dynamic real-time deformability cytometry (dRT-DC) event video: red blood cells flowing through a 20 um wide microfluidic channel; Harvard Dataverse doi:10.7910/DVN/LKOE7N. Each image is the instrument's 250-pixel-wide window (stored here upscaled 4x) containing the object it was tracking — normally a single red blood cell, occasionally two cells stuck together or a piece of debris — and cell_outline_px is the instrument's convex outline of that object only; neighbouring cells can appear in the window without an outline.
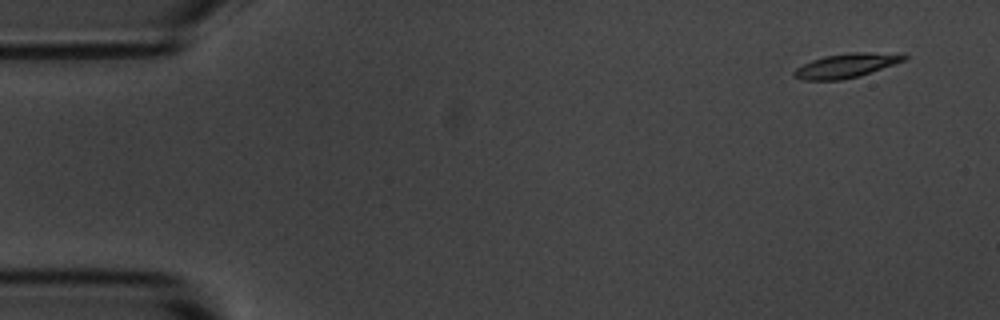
{"species": "common noctule bat (a hibernating species)", "species_latin": "Nyctalus noctula", "temperature_condition": "room temperature", "stored_images_in_passage": 5, "camera_frame_rate_fps": 3000, "um_per_image_px": 0.085, "animal": {"sex": "male", "body_mass_g": 20.1, "forearm_length_mm": 53.5}, "frame": {"image": 1, "passage_image": 1, "time_ms": 0.0, "image_size_px": [1000, 320], "cell_outline_px": [[908, 60], [860, 76], [840, 80], [800, 80], [792, 76], [792, 72], [796, 68], [812, 60], [824, 56], [848, 52], [904, 52], [908, 56]], "centroid_in_image_um": [72.02, 5.55], "position_along_channel_um": 13.0, "area_um2": 16.07}}
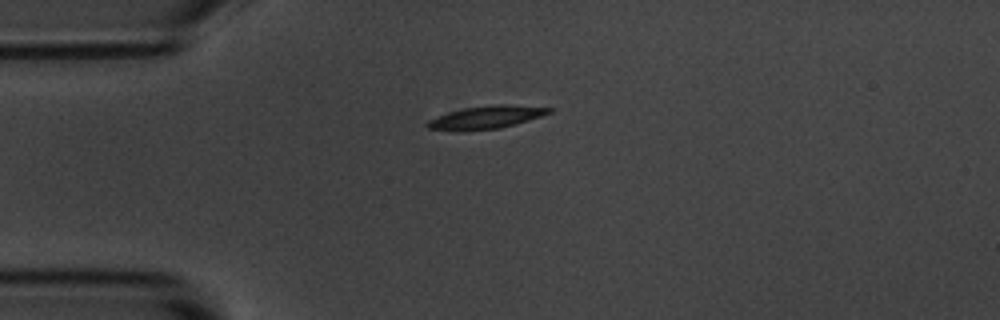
{"frame": {"image": 2, "passage_image": 4, "time_ms": 3.333, "image_size_px": [1000, 320], "cell_outline_px": [[556, 108], [552, 112], [516, 124], [496, 128], [428, 128], [424, 124], [428, 120], [436, 116], [448, 112], [464, 108], [488, 104], [504, 104]], "centroid_in_image_um": [41.41, 9.9], "position_along_channel_um": 43.6, "area_um2": 15.43}}